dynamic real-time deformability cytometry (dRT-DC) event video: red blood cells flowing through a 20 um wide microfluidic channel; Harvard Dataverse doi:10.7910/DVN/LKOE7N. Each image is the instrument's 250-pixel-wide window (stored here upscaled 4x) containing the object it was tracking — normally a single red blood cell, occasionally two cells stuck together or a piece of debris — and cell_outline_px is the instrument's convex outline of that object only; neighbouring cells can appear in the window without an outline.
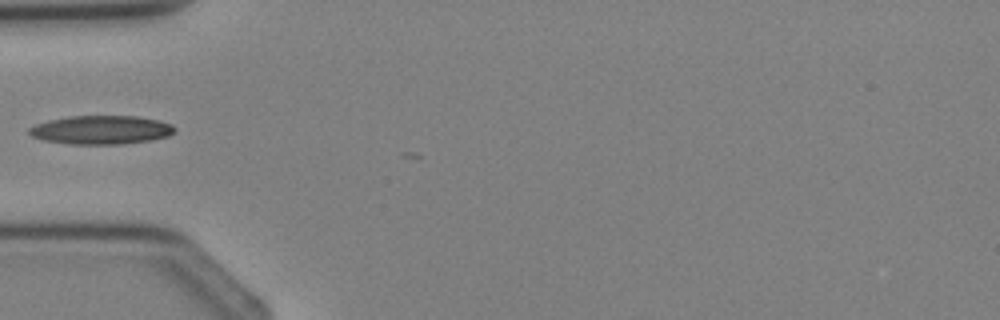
{"species": "Egyptian fruit bat (a non-hibernating species)", "species_latin": "Rousettus aegyptiacus", "temperature_condition": "cold", "stored_images_in_passage": 2, "camera_frame_rate_fps": 3000, "um_per_image_px": 0.085, "animal": {"sex": "female"}, "frame": {"image": 1, "passage_image": 2, "time_ms": 2.0, "image_size_px": [1000, 320], "cell_outline_px": [[176, 132], [168, 136], [152, 140], [120, 144], [68, 144], [44, 140], [32, 136], [28, 132], [28, 128], [36, 124], [48, 120], [68, 116], [136, 116], [160, 120], [172, 124], [176, 128]], "centroid_in_image_um": [8.62, 11.04], "position_along_channel_um": 76.4, "area_um2": 24.51}}